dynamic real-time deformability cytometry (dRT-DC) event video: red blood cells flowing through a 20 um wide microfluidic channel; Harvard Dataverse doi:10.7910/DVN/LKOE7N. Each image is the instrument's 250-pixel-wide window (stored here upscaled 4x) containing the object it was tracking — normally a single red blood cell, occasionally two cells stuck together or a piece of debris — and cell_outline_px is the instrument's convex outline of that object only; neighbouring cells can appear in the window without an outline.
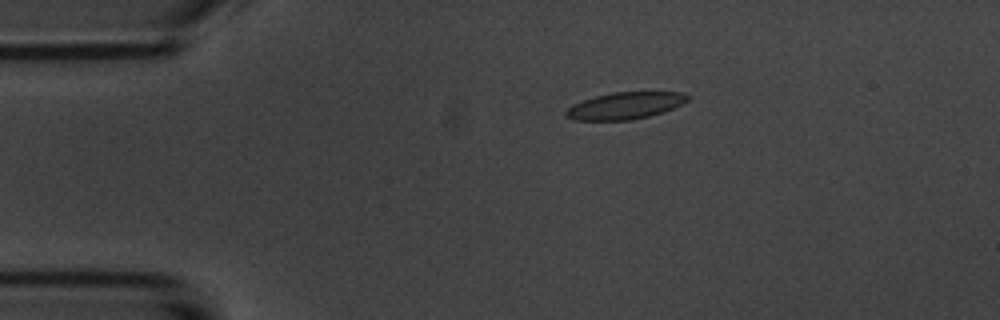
{"species": "common noctule bat (a hibernating species)", "species_latin": "Nyctalus noctula", "temperature_condition": "room temperature", "stored_images_in_passage": 6, "camera_frame_rate_fps": 3000, "um_per_image_px": 0.085, "animal": {"sex": "male", "body_mass_g": 20.1, "forearm_length_mm": 53.5}, "frame": {"image": 1, "passage_image": 3, "time_ms": 2.333, "image_size_px": [1000, 320], "cell_outline_px": [[692, 96], [684, 104], [664, 112], [648, 116], [628, 120], [572, 120], [564, 116], [564, 112], [572, 104], [596, 96], [612, 92], [680, 92]], "centroid_in_image_um": [53.15, 8.98], "position_along_channel_um": 31.9, "area_um2": 19.19}}
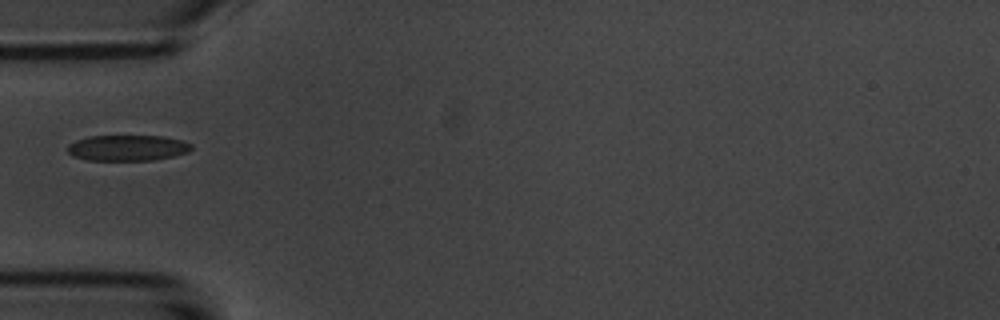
{"frame": {"image": 2, "passage_image": 5, "time_ms": 4.667, "image_size_px": [1000, 320], "cell_outline_px": [[192, 148], [188, 152], [172, 156], [152, 160], [88, 160], [72, 156], [68, 152], [68, 144], [76, 140], [88, 136], [164, 136], [180, 140], [192, 144]], "centroid_in_image_um": [10.82, 12.57], "position_along_channel_um": 74.2, "area_um2": 18.55}}
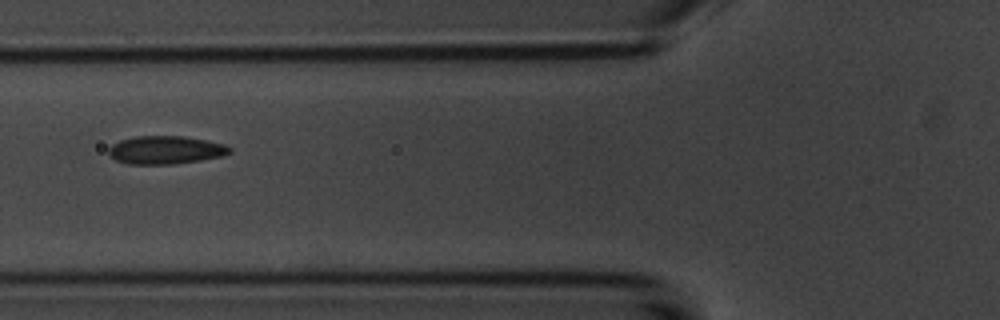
{"frame": {"image": 3, "passage_image": 6, "time_ms": 5.667, "image_size_px": [1000, 320], "cell_outline_px": [[232, 152], [224, 156], [200, 160], [172, 164], [128, 164], [116, 160], [108, 156], [108, 148], [112, 144], [120, 140], [136, 136], [184, 136], [208, 140], [224, 144], [232, 148]], "centroid_in_image_um": [14.08, 12.74], "position_along_channel_um": 111.7, "area_um2": 20.06}}